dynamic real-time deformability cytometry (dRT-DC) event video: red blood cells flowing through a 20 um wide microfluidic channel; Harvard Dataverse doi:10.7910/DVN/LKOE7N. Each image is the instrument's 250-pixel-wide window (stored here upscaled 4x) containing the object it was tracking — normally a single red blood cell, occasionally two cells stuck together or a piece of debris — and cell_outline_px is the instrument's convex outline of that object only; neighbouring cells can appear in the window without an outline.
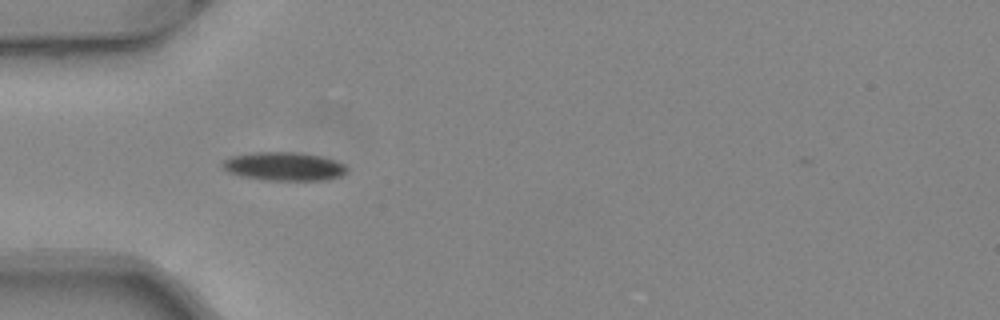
{"species": "common noctule bat (a hibernating species)", "species_latin": "Nyctalus noctula", "temperature_condition": "warm", "stored_images_in_passage": 36, "camera_frame_rate_fps": 3000, "um_per_image_px": 0.085, "animal": {"sex": "female", "body_mass_g": 24.6, "forearm_length_mm": 56.2}, "frame": {"image": 1, "passage_image": 1, "time_ms": 0.0, "image_size_px": [1000, 320], "cell_outline_px": [[348, 168], [340, 176], [324, 180], [264, 180], [240, 176], [228, 172], [220, 164], [224, 160], [232, 156], [256, 152], [296, 152], [320, 156], [344, 164]], "centroid_in_image_um": [24.1, 14.15], "position_along_channel_um": 60.9, "area_um2": 20.52}}
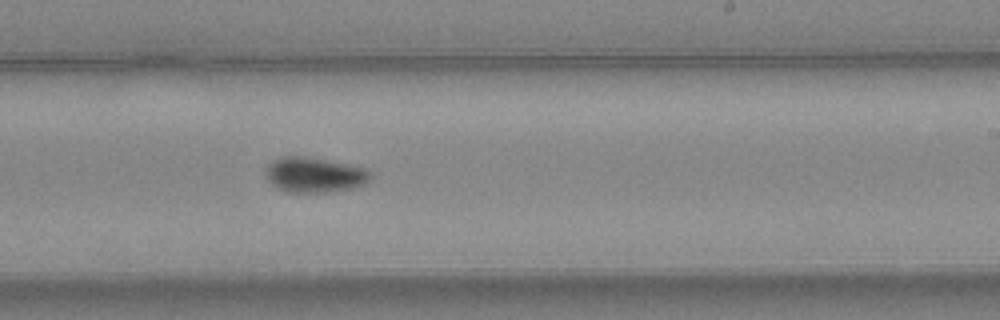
{"frame": {"image": 2, "passage_image": 16, "time_ms": 5.0, "image_size_px": [1000, 320], "cell_outline_px": [[372, 180], [364, 184], [352, 188], [324, 192], [288, 192], [272, 184], [268, 180], [264, 168], [272, 160], [284, 156], [304, 156], [348, 164], [368, 168], [372, 172]], "centroid_in_image_um": [26.76, 14.85], "position_along_channel_um": 262.2, "area_um2": 21.56}}
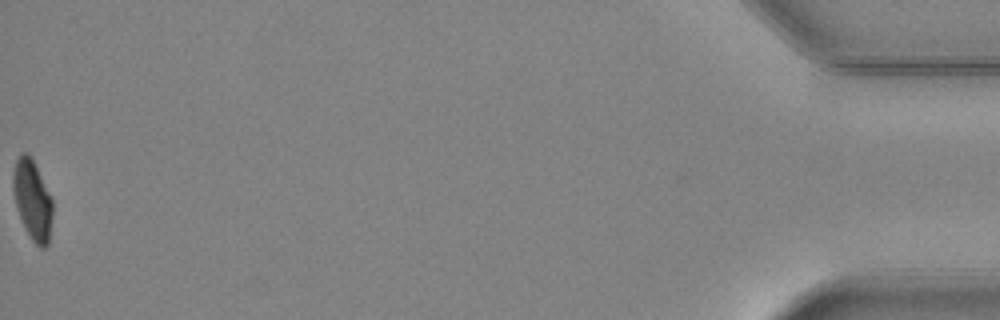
{"frame": {"image": 3, "passage_image": 36, "time_ms": 11.667, "image_size_px": [1000, 320], "cell_outline_px": [[52, 216], [48, 244], [44, 248], [40, 248], [32, 240], [20, 216], [16, 204], [12, 188], [12, 172], [16, 160], [20, 152], [24, 152], [32, 160], [52, 196]], "centroid_in_image_um": [2.76, 16.98], "position_along_channel_um": 432.4, "area_um2": 18.09}, "authors_computed_cell_mechanics": {"area_um2": 20.4034, "velocity_mm_per_s": 4.0866, "shape_relaxation_time_tau1_ms": 4.9213, "shape_relaxation_time_tau2_ms": null, "deformation_change_tau1": 0.1545, "deformation_change_tau2": null}}